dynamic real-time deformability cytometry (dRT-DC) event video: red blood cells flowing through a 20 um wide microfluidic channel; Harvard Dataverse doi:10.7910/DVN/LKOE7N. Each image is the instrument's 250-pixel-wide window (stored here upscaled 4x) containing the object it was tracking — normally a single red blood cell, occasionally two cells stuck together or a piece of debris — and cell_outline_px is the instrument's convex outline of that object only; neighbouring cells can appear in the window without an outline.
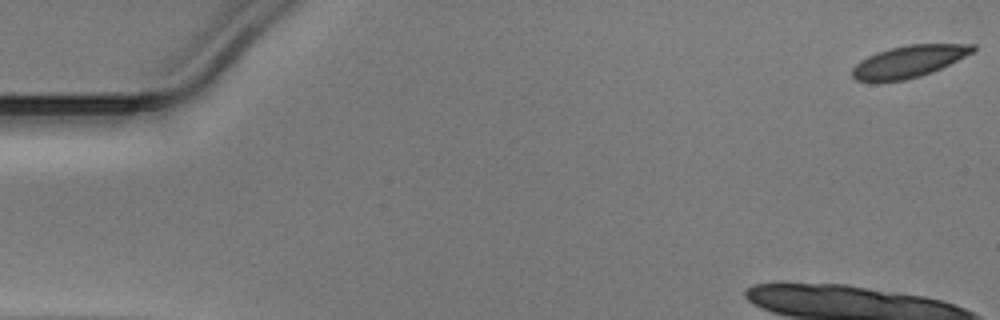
{"species": "Egyptian fruit bat (a non-hibernating species)", "species_latin": "Rousettus aegyptiacus", "temperature_condition": "warm", "stored_images_in_passage": 12, "camera_frame_rate_fps": 3000, "um_per_image_px": 0.085, "animal": {"sex": "male"}, "frame": {"image": 1, "passage_image": 1, "time_ms": 0.0, "image_size_px": [1000, 320], "cell_outline_px": [[976, 48], [972, 52], [932, 72], [920, 76], [904, 80], [876, 84], [872, 84], [856, 80], [852, 76], [852, 68], [860, 60], [876, 52], [908, 44], [976, 44]], "centroid_in_image_um": [77.16, 5.26], "position_along_channel_um": 7.8, "area_um2": 22.66}}